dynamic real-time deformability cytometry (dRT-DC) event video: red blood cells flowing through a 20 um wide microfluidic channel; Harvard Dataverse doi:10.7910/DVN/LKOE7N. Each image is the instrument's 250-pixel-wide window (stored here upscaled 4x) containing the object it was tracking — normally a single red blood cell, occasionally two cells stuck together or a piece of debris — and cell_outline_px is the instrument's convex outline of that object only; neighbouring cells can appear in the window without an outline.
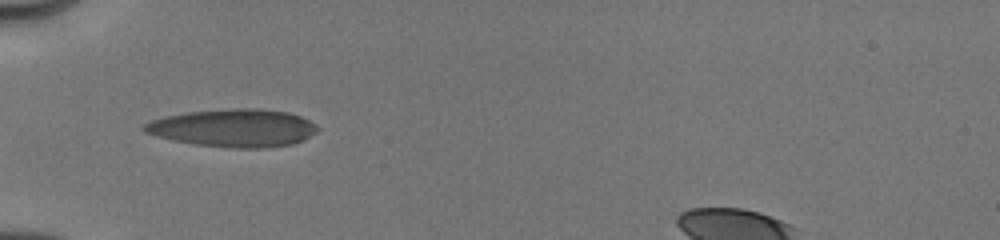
{"species": "human", "species_latin": "Homo sapiens", "temperature_condition": "cold", "stored_images_in_passage": 46, "camera_frame_rate_fps": 3000, "um_per_image_px": 0.085, "donor": {"sex": "male"}, "frame": {"image": 1, "passage_image": 1, "time_ms": 0.0, "image_size_px": [1000, 240], "cell_outline_px": [[320, 128], [316, 132], [292, 144], [264, 148], [232, 148], [196, 144], [172, 140], [156, 136], [144, 132], [140, 128], [144, 124], [152, 120], [164, 116], [188, 112], [232, 108], [256, 108], [288, 112], [300, 116], [316, 124]], "centroid_in_image_um": [19.82, 10.87], "position_along_channel_um": 65.2, "area_um2": 38.15}}
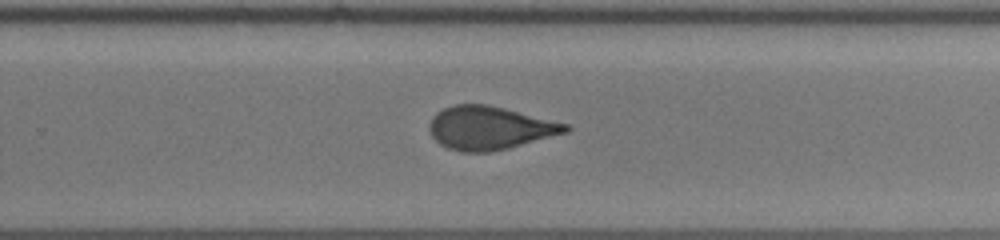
{"frame": {"image": 2, "passage_image": 26, "time_ms": 5.667, "image_size_px": [1000, 240], "cell_outline_px": [[572, 128], [568, 132], [508, 148], [488, 152], [460, 152], [448, 148], [440, 144], [432, 136], [428, 128], [428, 124], [432, 116], [436, 112], [444, 108], [456, 104], [488, 104], [568, 124]], "centroid_in_image_um": [41.59, 10.87], "position_along_channel_um": 288.2, "area_um2": 34.33}}
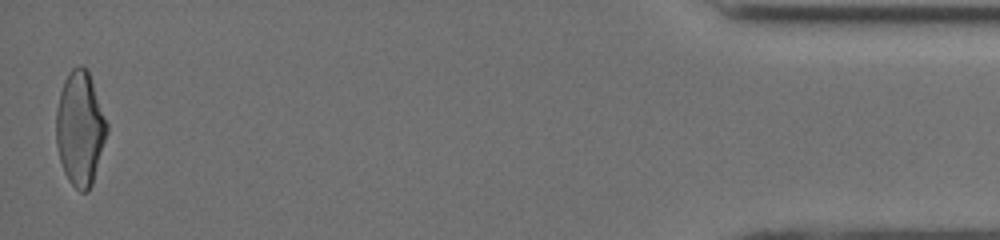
{"frame": {"image": 3, "passage_image": 46, "time_ms": 11.0, "image_size_px": [1000, 240], "cell_outline_px": [[108, 132], [92, 184], [88, 192], [80, 192], [68, 180], [64, 172], [60, 160], [56, 144], [56, 108], [60, 92], [64, 80], [72, 68], [76, 64], [80, 64], [88, 68], [108, 124]], "centroid_in_image_um": [6.81, 10.89], "position_along_channel_um": 428.4, "area_um2": 34.1}, "authors_computed_cell_mechanics": {"area_um2": 34.7956, "velocity_mm_per_s": 4.0499, "shape_relaxation_time_tau1_ms": 5.3931, "shape_relaxation_time_tau2_ms": 1.5031, "deformation_change_tau1": 0.193, "deformation_change_tau2": 0.083}}